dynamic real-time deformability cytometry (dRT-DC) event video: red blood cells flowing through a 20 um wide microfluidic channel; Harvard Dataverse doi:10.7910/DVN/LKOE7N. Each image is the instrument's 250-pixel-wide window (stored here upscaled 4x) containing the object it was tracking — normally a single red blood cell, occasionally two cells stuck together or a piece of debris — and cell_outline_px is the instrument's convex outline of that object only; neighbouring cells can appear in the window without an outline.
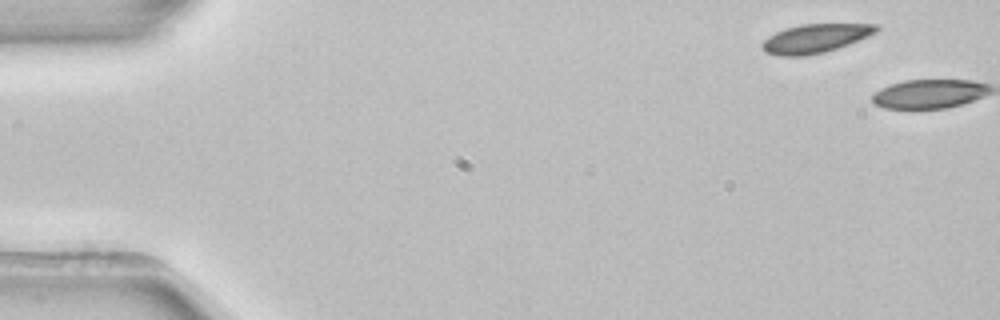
{"species": "common noctule bat (a hibernating species)", "species_latin": "Nyctalus noctula", "temperature_condition": "room temperature", "stored_images_in_passage": 2, "camera_frame_rate_fps": 3000, "um_per_image_px": 0.085, "animal": {"sex": "female", "body_mass_g": 22.7, "forearm_length_mm": 54.2}, "frame": {"image": 1, "passage_image": 1, "time_ms": 0.0, "image_size_px": [1000, 320], "cell_outline_px": [[880, 28], [876, 32], [868, 36], [848, 44], [824, 52], [804, 56], [780, 56], [764, 52], [760, 48], [760, 44], [768, 36], [784, 28], [800, 24], [880, 24]], "centroid_in_image_um": [69.25, 3.26], "position_along_channel_um": 15.7, "area_um2": 19.25}}